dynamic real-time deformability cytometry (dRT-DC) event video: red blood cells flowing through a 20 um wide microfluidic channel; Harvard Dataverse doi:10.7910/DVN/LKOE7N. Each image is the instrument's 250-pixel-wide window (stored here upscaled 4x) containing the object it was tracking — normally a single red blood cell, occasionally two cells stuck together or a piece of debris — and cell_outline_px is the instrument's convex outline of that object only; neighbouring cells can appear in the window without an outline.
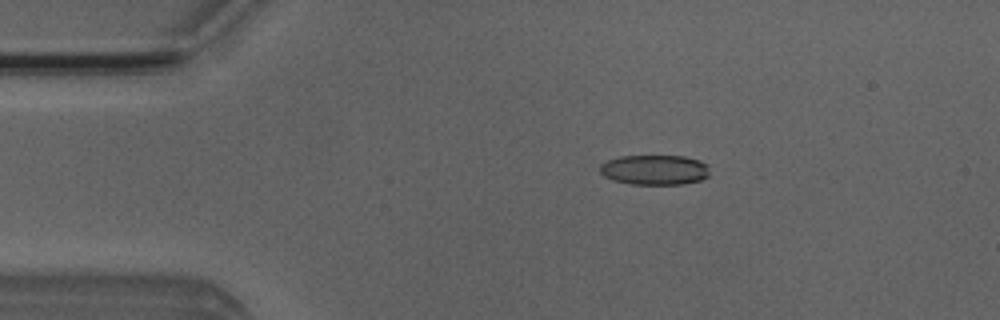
{"species": "Egyptian fruit bat (a non-hibernating species)", "species_latin": "Rousettus aegyptiacus", "temperature_condition": "room temperature", "stored_images_in_passage": 51, "camera_frame_rate_fps": 3000, "um_per_image_px": 0.085, "animal": {"sex": "male"}, "frame": {"image": 1, "passage_image": 9, "time_ms": 2.667, "image_size_px": [1000, 320], "cell_outline_px": [[708, 176], [700, 180], [684, 184], [632, 184], [612, 180], [604, 176], [600, 172], [600, 164], [608, 160], [620, 156], [684, 156], [700, 160], [708, 164]], "centroid_in_image_um": [55.64, 14.43], "position_along_channel_um": 29.4, "area_um2": 19.25}}
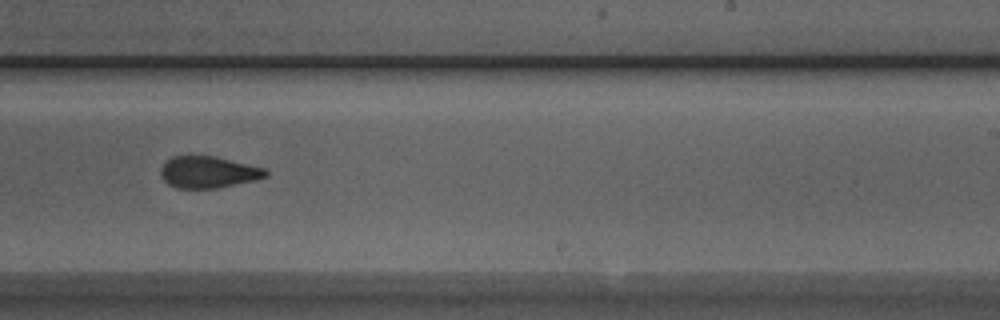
{"frame": {"image": 2, "passage_image": 31, "time_ms": 10.0, "image_size_px": [1000, 320], "cell_outline_px": [[268, 176], [256, 180], [216, 188], [176, 188], [168, 184], [164, 180], [160, 172], [160, 168], [172, 156], [212, 156], [264, 168], [268, 172]], "centroid_in_image_um": [17.69, 14.64], "position_along_channel_um": 271.3, "area_um2": 19.13}}
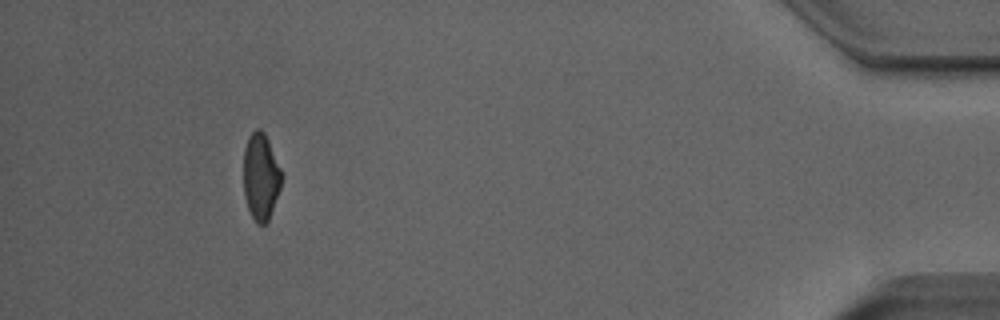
{"frame": {"image": 3, "passage_image": 47, "time_ms": 15.333, "image_size_px": [1000, 320], "cell_outline_px": [[280, 188], [268, 220], [264, 224], [256, 224], [248, 208], [244, 196], [244, 148], [248, 136], [256, 128], [260, 128], [264, 132], [268, 140], [280, 168]], "centroid_in_image_um": [22.14, 15.0], "position_along_channel_um": 413.1, "area_um2": 18.9}, "authors_computed_cell_mechanics": {"area_um2": 19.9988, "velocity_mm_per_s": 3.9734, "shape_relaxation_time_tau1_ms": 9.4864, "shape_relaxation_time_tau2_ms": 1.8397, "deformation_change_tau1": 0.187, "deformation_change_tau2": 0.0877}}